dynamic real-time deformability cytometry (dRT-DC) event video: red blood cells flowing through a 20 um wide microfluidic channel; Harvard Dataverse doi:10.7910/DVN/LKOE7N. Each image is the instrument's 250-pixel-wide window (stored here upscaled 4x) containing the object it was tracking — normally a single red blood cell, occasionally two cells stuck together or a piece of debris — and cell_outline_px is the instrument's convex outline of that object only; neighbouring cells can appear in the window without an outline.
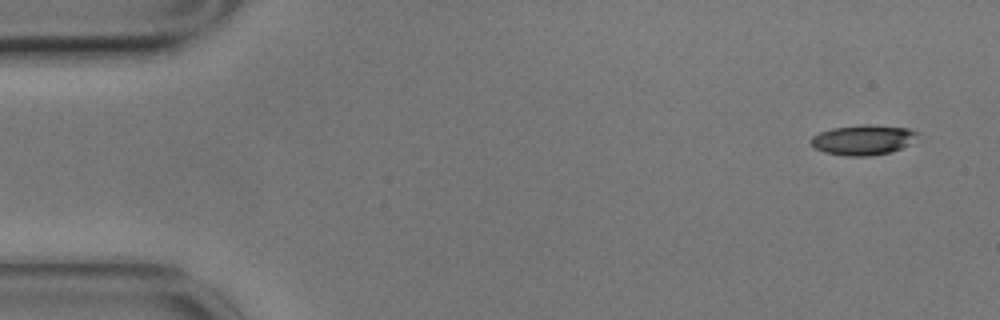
{"species": "common noctule bat (a hibernating species)", "species_latin": "Nyctalus noctula", "temperature_condition": "cold", "stored_images_in_passage": 6, "camera_frame_rate_fps": 3000, "um_per_image_px": 0.085, "animal": {"sex": "male", "body_mass_g": 17.9}, "frame": {"image": 1, "passage_image": 1, "time_ms": 0.0, "image_size_px": [1000, 320], "cell_outline_px": [[920, 132], [908, 144], [892, 152], [868, 156], [848, 156], [824, 152], [816, 148], [808, 140], [812, 136], [820, 132], [832, 128], [860, 124], [876, 124], [908, 128]], "centroid_in_image_um": [73.35, 11.87], "position_along_channel_um": 11.7, "area_um2": 18.79}}
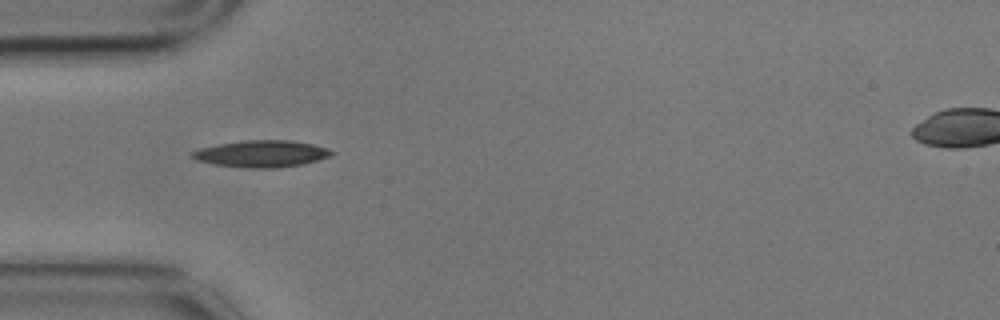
{"frame": {"image": 2, "passage_image": 5, "time_ms": 1.333, "image_size_px": [1000, 320], "cell_outline_px": [[336, 152], [332, 156], [300, 164], [276, 168], [244, 168], [216, 164], [196, 160], [192, 156], [192, 152], [200, 148], [220, 144], [244, 140], [292, 140], [312, 144], [328, 148]], "centroid_in_image_um": [22.27, 13.06], "position_along_channel_um": 62.7, "area_um2": 21.62}}